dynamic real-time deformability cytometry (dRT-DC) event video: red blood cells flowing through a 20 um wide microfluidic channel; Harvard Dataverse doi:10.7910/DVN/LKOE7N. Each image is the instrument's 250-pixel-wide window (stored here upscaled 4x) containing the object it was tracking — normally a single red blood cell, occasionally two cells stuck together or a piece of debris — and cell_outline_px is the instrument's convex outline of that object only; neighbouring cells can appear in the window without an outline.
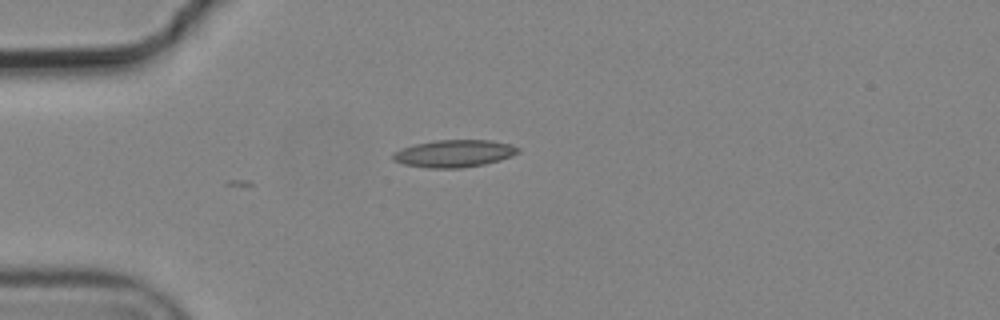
{"species": "common noctule bat (a hibernating species)", "species_latin": "Nyctalus noctula", "temperature_condition": "cold", "stored_images_in_passage": 5, "camera_frame_rate_fps": 3000, "um_per_image_px": 0.085, "animal": {"sex": "male", "body_mass_g": 19.2, "forearm_length_mm": 51.8}, "frame": {"image": 1, "passage_image": 5, "time_ms": 1.333, "image_size_px": [1000, 320], "cell_outline_px": [[520, 152], [512, 156], [500, 160], [484, 164], [460, 168], [428, 168], [404, 164], [392, 160], [392, 152], [400, 148], [416, 144], [436, 140], [492, 140], [508, 144], [520, 148]], "centroid_in_image_um": [38.58, 13.05], "position_along_channel_um": 46.4, "area_um2": 20.0}}